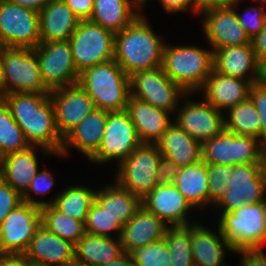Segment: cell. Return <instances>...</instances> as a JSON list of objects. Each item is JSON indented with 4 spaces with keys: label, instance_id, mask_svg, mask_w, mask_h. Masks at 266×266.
Returning a JSON list of instances; mask_svg holds the SVG:
<instances>
[{
    "label": "cell",
    "instance_id": "b9f144b4",
    "mask_svg": "<svg viewBox=\"0 0 266 266\" xmlns=\"http://www.w3.org/2000/svg\"><path fill=\"white\" fill-rule=\"evenodd\" d=\"M136 266H171V254L163 239L137 248L131 253Z\"/></svg>",
    "mask_w": 266,
    "mask_h": 266
},
{
    "label": "cell",
    "instance_id": "9a60e30c",
    "mask_svg": "<svg viewBox=\"0 0 266 266\" xmlns=\"http://www.w3.org/2000/svg\"><path fill=\"white\" fill-rule=\"evenodd\" d=\"M0 43L6 47L36 48L41 43L39 13L0 0Z\"/></svg>",
    "mask_w": 266,
    "mask_h": 266
},
{
    "label": "cell",
    "instance_id": "8d00e7d4",
    "mask_svg": "<svg viewBox=\"0 0 266 266\" xmlns=\"http://www.w3.org/2000/svg\"><path fill=\"white\" fill-rule=\"evenodd\" d=\"M29 142L12 117L5 101L0 98V159L10 153L27 149Z\"/></svg>",
    "mask_w": 266,
    "mask_h": 266
},
{
    "label": "cell",
    "instance_id": "8992f818",
    "mask_svg": "<svg viewBox=\"0 0 266 266\" xmlns=\"http://www.w3.org/2000/svg\"><path fill=\"white\" fill-rule=\"evenodd\" d=\"M265 157L266 148L258 138L238 135L226 129L202 143V160L207 164L266 163Z\"/></svg>",
    "mask_w": 266,
    "mask_h": 266
},
{
    "label": "cell",
    "instance_id": "44dd1931",
    "mask_svg": "<svg viewBox=\"0 0 266 266\" xmlns=\"http://www.w3.org/2000/svg\"><path fill=\"white\" fill-rule=\"evenodd\" d=\"M107 118L108 111L95 108L63 138L60 154L53 157L67 160L77 150L88 161L101 145Z\"/></svg>",
    "mask_w": 266,
    "mask_h": 266
},
{
    "label": "cell",
    "instance_id": "6da1fadb",
    "mask_svg": "<svg viewBox=\"0 0 266 266\" xmlns=\"http://www.w3.org/2000/svg\"><path fill=\"white\" fill-rule=\"evenodd\" d=\"M2 99L31 146L60 154L63 138L56 127L55 110L49 94L12 93Z\"/></svg>",
    "mask_w": 266,
    "mask_h": 266
},
{
    "label": "cell",
    "instance_id": "f5cc1de1",
    "mask_svg": "<svg viewBox=\"0 0 266 266\" xmlns=\"http://www.w3.org/2000/svg\"><path fill=\"white\" fill-rule=\"evenodd\" d=\"M12 4L20 5L22 7L32 9L36 12H40L42 8L47 4L48 0H8Z\"/></svg>",
    "mask_w": 266,
    "mask_h": 266
},
{
    "label": "cell",
    "instance_id": "3957f363",
    "mask_svg": "<svg viewBox=\"0 0 266 266\" xmlns=\"http://www.w3.org/2000/svg\"><path fill=\"white\" fill-rule=\"evenodd\" d=\"M166 41L163 48L164 73L187 94H197L214 70V51L209 46L183 45Z\"/></svg>",
    "mask_w": 266,
    "mask_h": 266
},
{
    "label": "cell",
    "instance_id": "ab89813d",
    "mask_svg": "<svg viewBox=\"0 0 266 266\" xmlns=\"http://www.w3.org/2000/svg\"><path fill=\"white\" fill-rule=\"evenodd\" d=\"M85 232L103 237H121L123 226L95 201L85 221ZM115 235V236H114Z\"/></svg>",
    "mask_w": 266,
    "mask_h": 266
},
{
    "label": "cell",
    "instance_id": "5bb4252c",
    "mask_svg": "<svg viewBox=\"0 0 266 266\" xmlns=\"http://www.w3.org/2000/svg\"><path fill=\"white\" fill-rule=\"evenodd\" d=\"M195 95L187 94L181 100L173 121L196 141L203 143L225 129V114L202 97L199 100L194 99Z\"/></svg>",
    "mask_w": 266,
    "mask_h": 266
},
{
    "label": "cell",
    "instance_id": "60d3db41",
    "mask_svg": "<svg viewBox=\"0 0 266 266\" xmlns=\"http://www.w3.org/2000/svg\"><path fill=\"white\" fill-rule=\"evenodd\" d=\"M54 174L55 173L53 171L50 169L48 170V168H45L44 165V169L38 171L31 184L27 188V191L22 195L23 202H28L40 208L53 205L55 202V197L52 196V198L49 200L40 198H43L41 196L49 194L54 185L56 186V178Z\"/></svg>",
    "mask_w": 266,
    "mask_h": 266
},
{
    "label": "cell",
    "instance_id": "d6986e66",
    "mask_svg": "<svg viewBox=\"0 0 266 266\" xmlns=\"http://www.w3.org/2000/svg\"><path fill=\"white\" fill-rule=\"evenodd\" d=\"M49 96L55 110L56 127L62 138L95 109L94 102L79 83L54 89Z\"/></svg>",
    "mask_w": 266,
    "mask_h": 266
},
{
    "label": "cell",
    "instance_id": "d4e9b609",
    "mask_svg": "<svg viewBox=\"0 0 266 266\" xmlns=\"http://www.w3.org/2000/svg\"><path fill=\"white\" fill-rule=\"evenodd\" d=\"M142 143L156 144L173 124V114L129 96L127 109Z\"/></svg>",
    "mask_w": 266,
    "mask_h": 266
},
{
    "label": "cell",
    "instance_id": "cb8c5ba5",
    "mask_svg": "<svg viewBox=\"0 0 266 266\" xmlns=\"http://www.w3.org/2000/svg\"><path fill=\"white\" fill-rule=\"evenodd\" d=\"M24 254L34 266H64L75 259V245L41 225Z\"/></svg>",
    "mask_w": 266,
    "mask_h": 266
},
{
    "label": "cell",
    "instance_id": "816d5d0a",
    "mask_svg": "<svg viewBox=\"0 0 266 266\" xmlns=\"http://www.w3.org/2000/svg\"><path fill=\"white\" fill-rule=\"evenodd\" d=\"M0 266H34L24 253H0Z\"/></svg>",
    "mask_w": 266,
    "mask_h": 266
},
{
    "label": "cell",
    "instance_id": "6f0895ef",
    "mask_svg": "<svg viewBox=\"0 0 266 266\" xmlns=\"http://www.w3.org/2000/svg\"><path fill=\"white\" fill-rule=\"evenodd\" d=\"M201 7L221 3L226 0H195Z\"/></svg>",
    "mask_w": 266,
    "mask_h": 266
},
{
    "label": "cell",
    "instance_id": "603a6c76",
    "mask_svg": "<svg viewBox=\"0 0 266 266\" xmlns=\"http://www.w3.org/2000/svg\"><path fill=\"white\" fill-rule=\"evenodd\" d=\"M250 81L213 72L208 76L204 86L197 93L216 109L225 113L231 107L240 104L250 97Z\"/></svg>",
    "mask_w": 266,
    "mask_h": 266
},
{
    "label": "cell",
    "instance_id": "f907efd6",
    "mask_svg": "<svg viewBox=\"0 0 266 266\" xmlns=\"http://www.w3.org/2000/svg\"><path fill=\"white\" fill-rule=\"evenodd\" d=\"M253 50L259 66L266 61V25L264 28L251 39Z\"/></svg>",
    "mask_w": 266,
    "mask_h": 266
},
{
    "label": "cell",
    "instance_id": "f35d334b",
    "mask_svg": "<svg viewBox=\"0 0 266 266\" xmlns=\"http://www.w3.org/2000/svg\"><path fill=\"white\" fill-rule=\"evenodd\" d=\"M226 1L234 8L241 27L250 39L254 38L266 25V0H251L255 2V5L251 4L243 10L238 7L247 0Z\"/></svg>",
    "mask_w": 266,
    "mask_h": 266
},
{
    "label": "cell",
    "instance_id": "d6a6232c",
    "mask_svg": "<svg viewBox=\"0 0 266 266\" xmlns=\"http://www.w3.org/2000/svg\"><path fill=\"white\" fill-rule=\"evenodd\" d=\"M140 13L135 0H94L89 20L117 33L127 27Z\"/></svg>",
    "mask_w": 266,
    "mask_h": 266
},
{
    "label": "cell",
    "instance_id": "7dc6e473",
    "mask_svg": "<svg viewBox=\"0 0 266 266\" xmlns=\"http://www.w3.org/2000/svg\"><path fill=\"white\" fill-rule=\"evenodd\" d=\"M179 171L180 167L172 159L161 155L157 169L158 185L174 184Z\"/></svg>",
    "mask_w": 266,
    "mask_h": 266
},
{
    "label": "cell",
    "instance_id": "8fae6325",
    "mask_svg": "<svg viewBox=\"0 0 266 266\" xmlns=\"http://www.w3.org/2000/svg\"><path fill=\"white\" fill-rule=\"evenodd\" d=\"M141 144L127 110L108 112L101 145L89 162L104 166L113 162L117 167Z\"/></svg>",
    "mask_w": 266,
    "mask_h": 266
},
{
    "label": "cell",
    "instance_id": "11a10c76",
    "mask_svg": "<svg viewBox=\"0 0 266 266\" xmlns=\"http://www.w3.org/2000/svg\"><path fill=\"white\" fill-rule=\"evenodd\" d=\"M5 96V75L2 60V47H0V98Z\"/></svg>",
    "mask_w": 266,
    "mask_h": 266
},
{
    "label": "cell",
    "instance_id": "f6af8a7d",
    "mask_svg": "<svg viewBox=\"0 0 266 266\" xmlns=\"http://www.w3.org/2000/svg\"><path fill=\"white\" fill-rule=\"evenodd\" d=\"M22 202V196L0 177V225L5 217Z\"/></svg>",
    "mask_w": 266,
    "mask_h": 266
},
{
    "label": "cell",
    "instance_id": "e575fe53",
    "mask_svg": "<svg viewBox=\"0 0 266 266\" xmlns=\"http://www.w3.org/2000/svg\"><path fill=\"white\" fill-rule=\"evenodd\" d=\"M224 114L226 130L238 135L253 136L260 140V114L250 98L231 107Z\"/></svg>",
    "mask_w": 266,
    "mask_h": 266
},
{
    "label": "cell",
    "instance_id": "681fc988",
    "mask_svg": "<svg viewBox=\"0 0 266 266\" xmlns=\"http://www.w3.org/2000/svg\"><path fill=\"white\" fill-rule=\"evenodd\" d=\"M67 6L80 20L91 18L94 0H64Z\"/></svg>",
    "mask_w": 266,
    "mask_h": 266
},
{
    "label": "cell",
    "instance_id": "e0dca14e",
    "mask_svg": "<svg viewBox=\"0 0 266 266\" xmlns=\"http://www.w3.org/2000/svg\"><path fill=\"white\" fill-rule=\"evenodd\" d=\"M41 226V208L22 202L0 225V253H25Z\"/></svg>",
    "mask_w": 266,
    "mask_h": 266
},
{
    "label": "cell",
    "instance_id": "db71d44e",
    "mask_svg": "<svg viewBox=\"0 0 266 266\" xmlns=\"http://www.w3.org/2000/svg\"><path fill=\"white\" fill-rule=\"evenodd\" d=\"M101 266H136L131 254L124 253L121 257L114 261H110L107 264Z\"/></svg>",
    "mask_w": 266,
    "mask_h": 266
},
{
    "label": "cell",
    "instance_id": "ee69618b",
    "mask_svg": "<svg viewBox=\"0 0 266 266\" xmlns=\"http://www.w3.org/2000/svg\"><path fill=\"white\" fill-rule=\"evenodd\" d=\"M249 98L252 100L260 114V142L266 148V86L259 82L252 84Z\"/></svg>",
    "mask_w": 266,
    "mask_h": 266
},
{
    "label": "cell",
    "instance_id": "ac0fdd59",
    "mask_svg": "<svg viewBox=\"0 0 266 266\" xmlns=\"http://www.w3.org/2000/svg\"><path fill=\"white\" fill-rule=\"evenodd\" d=\"M142 206L170 227L188 226L199 221V213L174 184L157 185L142 199Z\"/></svg>",
    "mask_w": 266,
    "mask_h": 266
},
{
    "label": "cell",
    "instance_id": "52a82bcc",
    "mask_svg": "<svg viewBox=\"0 0 266 266\" xmlns=\"http://www.w3.org/2000/svg\"><path fill=\"white\" fill-rule=\"evenodd\" d=\"M227 186L228 190L214 208L209 209V214L217 211L232 212L244 203L266 201V163L233 165Z\"/></svg>",
    "mask_w": 266,
    "mask_h": 266
},
{
    "label": "cell",
    "instance_id": "9f6ffc18",
    "mask_svg": "<svg viewBox=\"0 0 266 266\" xmlns=\"http://www.w3.org/2000/svg\"><path fill=\"white\" fill-rule=\"evenodd\" d=\"M260 84L266 86V61L259 66V81Z\"/></svg>",
    "mask_w": 266,
    "mask_h": 266
},
{
    "label": "cell",
    "instance_id": "d590c367",
    "mask_svg": "<svg viewBox=\"0 0 266 266\" xmlns=\"http://www.w3.org/2000/svg\"><path fill=\"white\" fill-rule=\"evenodd\" d=\"M41 225L60 238L70 241L74 245L84 236L85 224L83 221L70 218L62 214L53 205L41 208Z\"/></svg>",
    "mask_w": 266,
    "mask_h": 266
},
{
    "label": "cell",
    "instance_id": "f1b7e54d",
    "mask_svg": "<svg viewBox=\"0 0 266 266\" xmlns=\"http://www.w3.org/2000/svg\"><path fill=\"white\" fill-rule=\"evenodd\" d=\"M174 185L200 214L209 215L208 164L203 160L181 167ZM202 212V213H201Z\"/></svg>",
    "mask_w": 266,
    "mask_h": 266
},
{
    "label": "cell",
    "instance_id": "7a4b0ae2",
    "mask_svg": "<svg viewBox=\"0 0 266 266\" xmlns=\"http://www.w3.org/2000/svg\"><path fill=\"white\" fill-rule=\"evenodd\" d=\"M153 27L144 12L115 33L114 60L128 76L162 66L163 48L167 40L157 35L160 33H156Z\"/></svg>",
    "mask_w": 266,
    "mask_h": 266
},
{
    "label": "cell",
    "instance_id": "74e56055",
    "mask_svg": "<svg viewBox=\"0 0 266 266\" xmlns=\"http://www.w3.org/2000/svg\"><path fill=\"white\" fill-rule=\"evenodd\" d=\"M164 240L171 254V266H195L191 247V224L169 227Z\"/></svg>",
    "mask_w": 266,
    "mask_h": 266
},
{
    "label": "cell",
    "instance_id": "91938a15",
    "mask_svg": "<svg viewBox=\"0 0 266 266\" xmlns=\"http://www.w3.org/2000/svg\"><path fill=\"white\" fill-rule=\"evenodd\" d=\"M64 266H87L84 263H81L80 261L73 259L72 261L66 263Z\"/></svg>",
    "mask_w": 266,
    "mask_h": 266
},
{
    "label": "cell",
    "instance_id": "ffe728a7",
    "mask_svg": "<svg viewBox=\"0 0 266 266\" xmlns=\"http://www.w3.org/2000/svg\"><path fill=\"white\" fill-rule=\"evenodd\" d=\"M207 217L208 215L204 219L201 217L199 221L191 224V247L195 266H227V253L231 252L232 255L235 251L226 242L215 221L212 224L208 221V225L202 222Z\"/></svg>",
    "mask_w": 266,
    "mask_h": 266
},
{
    "label": "cell",
    "instance_id": "83f0119b",
    "mask_svg": "<svg viewBox=\"0 0 266 266\" xmlns=\"http://www.w3.org/2000/svg\"><path fill=\"white\" fill-rule=\"evenodd\" d=\"M79 22L64 0H48L39 12L41 42L69 40Z\"/></svg>",
    "mask_w": 266,
    "mask_h": 266
},
{
    "label": "cell",
    "instance_id": "5b68a950",
    "mask_svg": "<svg viewBox=\"0 0 266 266\" xmlns=\"http://www.w3.org/2000/svg\"><path fill=\"white\" fill-rule=\"evenodd\" d=\"M212 217L219 225L226 242L235 252L244 249H264L266 201L244 203L232 212H216Z\"/></svg>",
    "mask_w": 266,
    "mask_h": 266
},
{
    "label": "cell",
    "instance_id": "680465c9",
    "mask_svg": "<svg viewBox=\"0 0 266 266\" xmlns=\"http://www.w3.org/2000/svg\"><path fill=\"white\" fill-rule=\"evenodd\" d=\"M152 1V0H151ZM154 1V0H153ZM156 1V0H155ZM158 1V0H157ZM136 2V6L138 8V10L141 12V13H144L143 9L145 7H148L147 4L150 2V0H135Z\"/></svg>",
    "mask_w": 266,
    "mask_h": 266
},
{
    "label": "cell",
    "instance_id": "f546056e",
    "mask_svg": "<svg viewBox=\"0 0 266 266\" xmlns=\"http://www.w3.org/2000/svg\"><path fill=\"white\" fill-rule=\"evenodd\" d=\"M156 145L161 155L172 159L180 168L202 160V143L196 141L174 122Z\"/></svg>",
    "mask_w": 266,
    "mask_h": 266
},
{
    "label": "cell",
    "instance_id": "30bf717a",
    "mask_svg": "<svg viewBox=\"0 0 266 266\" xmlns=\"http://www.w3.org/2000/svg\"><path fill=\"white\" fill-rule=\"evenodd\" d=\"M5 95L12 93L50 94L42 80L34 49L2 46Z\"/></svg>",
    "mask_w": 266,
    "mask_h": 266
},
{
    "label": "cell",
    "instance_id": "836d02e7",
    "mask_svg": "<svg viewBox=\"0 0 266 266\" xmlns=\"http://www.w3.org/2000/svg\"><path fill=\"white\" fill-rule=\"evenodd\" d=\"M71 184H65L62 190H58L53 206L62 214L85 223L87 214L95 201L97 187L91 188L87 182H82V185L81 182Z\"/></svg>",
    "mask_w": 266,
    "mask_h": 266
},
{
    "label": "cell",
    "instance_id": "1f68e13d",
    "mask_svg": "<svg viewBox=\"0 0 266 266\" xmlns=\"http://www.w3.org/2000/svg\"><path fill=\"white\" fill-rule=\"evenodd\" d=\"M124 254L120 237L85 233L75 245V259L87 266H101Z\"/></svg>",
    "mask_w": 266,
    "mask_h": 266
},
{
    "label": "cell",
    "instance_id": "4316f807",
    "mask_svg": "<svg viewBox=\"0 0 266 266\" xmlns=\"http://www.w3.org/2000/svg\"><path fill=\"white\" fill-rule=\"evenodd\" d=\"M214 70L227 76L259 81V64L252 43L214 50Z\"/></svg>",
    "mask_w": 266,
    "mask_h": 266
},
{
    "label": "cell",
    "instance_id": "7bdbcfd3",
    "mask_svg": "<svg viewBox=\"0 0 266 266\" xmlns=\"http://www.w3.org/2000/svg\"><path fill=\"white\" fill-rule=\"evenodd\" d=\"M231 175L230 165L208 164L209 208H213L228 190L227 181Z\"/></svg>",
    "mask_w": 266,
    "mask_h": 266
},
{
    "label": "cell",
    "instance_id": "c3c4849f",
    "mask_svg": "<svg viewBox=\"0 0 266 266\" xmlns=\"http://www.w3.org/2000/svg\"><path fill=\"white\" fill-rule=\"evenodd\" d=\"M235 255L241 258L238 266H266L265 249H244L236 251Z\"/></svg>",
    "mask_w": 266,
    "mask_h": 266
},
{
    "label": "cell",
    "instance_id": "7c38bea8",
    "mask_svg": "<svg viewBox=\"0 0 266 266\" xmlns=\"http://www.w3.org/2000/svg\"><path fill=\"white\" fill-rule=\"evenodd\" d=\"M203 37L214 50L251 44L241 27L234 8L227 2L203 6L199 13Z\"/></svg>",
    "mask_w": 266,
    "mask_h": 266
},
{
    "label": "cell",
    "instance_id": "bcb514c9",
    "mask_svg": "<svg viewBox=\"0 0 266 266\" xmlns=\"http://www.w3.org/2000/svg\"><path fill=\"white\" fill-rule=\"evenodd\" d=\"M160 3L161 9L169 15H178V13H188L197 16L199 19V13L201 6L195 0H158ZM190 12V13H189Z\"/></svg>",
    "mask_w": 266,
    "mask_h": 266
},
{
    "label": "cell",
    "instance_id": "277c9868",
    "mask_svg": "<svg viewBox=\"0 0 266 266\" xmlns=\"http://www.w3.org/2000/svg\"><path fill=\"white\" fill-rule=\"evenodd\" d=\"M78 83L92 99L95 108L108 112L127 109L130 77L115 60L85 69L80 73Z\"/></svg>",
    "mask_w": 266,
    "mask_h": 266
},
{
    "label": "cell",
    "instance_id": "484cf974",
    "mask_svg": "<svg viewBox=\"0 0 266 266\" xmlns=\"http://www.w3.org/2000/svg\"><path fill=\"white\" fill-rule=\"evenodd\" d=\"M169 227L163 220L141 206L122 228L120 239L124 253L131 254L137 248L163 239Z\"/></svg>",
    "mask_w": 266,
    "mask_h": 266
},
{
    "label": "cell",
    "instance_id": "ba28073f",
    "mask_svg": "<svg viewBox=\"0 0 266 266\" xmlns=\"http://www.w3.org/2000/svg\"><path fill=\"white\" fill-rule=\"evenodd\" d=\"M161 156L156 144L142 143L113 172L112 180L141 200L157 185V169ZM115 176V177H114Z\"/></svg>",
    "mask_w": 266,
    "mask_h": 266
},
{
    "label": "cell",
    "instance_id": "9c48e42d",
    "mask_svg": "<svg viewBox=\"0 0 266 266\" xmlns=\"http://www.w3.org/2000/svg\"><path fill=\"white\" fill-rule=\"evenodd\" d=\"M68 41L79 74L87 68L114 60L115 33L89 19L80 20Z\"/></svg>",
    "mask_w": 266,
    "mask_h": 266
},
{
    "label": "cell",
    "instance_id": "4dcf8cb0",
    "mask_svg": "<svg viewBox=\"0 0 266 266\" xmlns=\"http://www.w3.org/2000/svg\"><path fill=\"white\" fill-rule=\"evenodd\" d=\"M112 181L97 188L95 202L125 226L142 206V200Z\"/></svg>",
    "mask_w": 266,
    "mask_h": 266
},
{
    "label": "cell",
    "instance_id": "4fadbf2b",
    "mask_svg": "<svg viewBox=\"0 0 266 266\" xmlns=\"http://www.w3.org/2000/svg\"><path fill=\"white\" fill-rule=\"evenodd\" d=\"M130 77V96L174 115L187 93L174 83L162 67L140 70Z\"/></svg>",
    "mask_w": 266,
    "mask_h": 266
},
{
    "label": "cell",
    "instance_id": "2e32d148",
    "mask_svg": "<svg viewBox=\"0 0 266 266\" xmlns=\"http://www.w3.org/2000/svg\"><path fill=\"white\" fill-rule=\"evenodd\" d=\"M33 49L42 80L50 91L78 83L80 74L76 70L68 40L41 42Z\"/></svg>",
    "mask_w": 266,
    "mask_h": 266
},
{
    "label": "cell",
    "instance_id": "7402d4cb",
    "mask_svg": "<svg viewBox=\"0 0 266 266\" xmlns=\"http://www.w3.org/2000/svg\"><path fill=\"white\" fill-rule=\"evenodd\" d=\"M40 155L51 157L55 154L39 146H29L3 156L0 159V177L22 196L40 170Z\"/></svg>",
    "mask_w": 266,
    "mask_h": 266
}]
</instances>
